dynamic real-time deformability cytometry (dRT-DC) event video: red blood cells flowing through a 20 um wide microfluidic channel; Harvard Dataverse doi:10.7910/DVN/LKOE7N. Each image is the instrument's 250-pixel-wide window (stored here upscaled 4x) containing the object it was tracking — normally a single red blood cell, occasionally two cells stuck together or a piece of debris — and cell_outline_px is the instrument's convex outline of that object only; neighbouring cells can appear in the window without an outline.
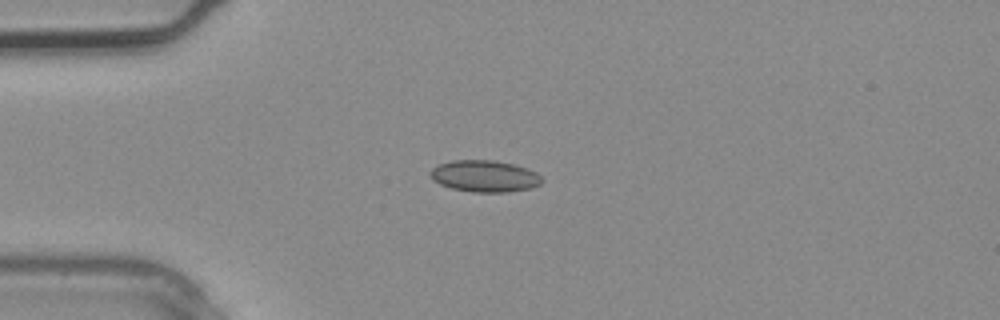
{"species": "common noctule bat (a hibernating species)", "species_latin": "Nyctalus noctula", "temperature_condition": "warm", "stored_images_in_passage": 1, "camera_frame_rate_fps": 3000, "um_per_image_px": 0.085, "animal": {"sex": "male", "body_mass_g": 20.4}, "frame": {"image": 1, "passage_image": 1, "time_ms": 0.0, "image_size_px": [1000, 320], "cell_outline_px": [[544, 180], [540, 184], [528, 188], [508, 192], [472, 192], [452, 188], [440, 184], [432, 180], [428, 172], [436, 164], [452, 160], [492, 160], [512, 164], [528, 168], [536, 172]], "centroid_in_image_um": [41.15, 14.96], "position_along_channel_um": 43.8, "area_um2": 20.69}}